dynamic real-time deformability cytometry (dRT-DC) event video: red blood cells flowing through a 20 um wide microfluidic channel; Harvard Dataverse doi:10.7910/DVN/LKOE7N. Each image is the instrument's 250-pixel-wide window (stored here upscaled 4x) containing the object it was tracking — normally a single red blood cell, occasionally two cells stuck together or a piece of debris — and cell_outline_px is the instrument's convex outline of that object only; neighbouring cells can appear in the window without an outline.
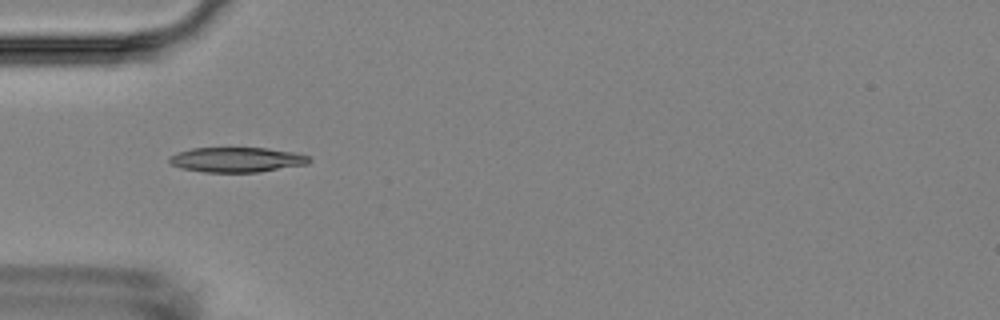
{"species": "Egyptian fruit bat (a non-hibernating species)", "species_latin": "Rousettus aegyptiacus", "temperature_condition": "room temperature", "stored_images_in_passage": 12, "camera_frame_rate_fps": 3000, "um_per_image_px": 0.085, "animal": {"sex": "female"}, "frame": {"image": 1, "passage_image": 2, "time_ms": 1.333, "image_size_px": [1000, 320], "cell_outline_px": [[312, 160], [308, 164], [260, 172], [204, 172], [180, 168], [172, 164], [168, 160], [176, 152], [192, 148], [268, 148], [292, 152], [308, 156]], "centroid_in_image_um": [20.13, 13.58], "position_along_channel_um": 64.9, "area_um2": 20.29}}
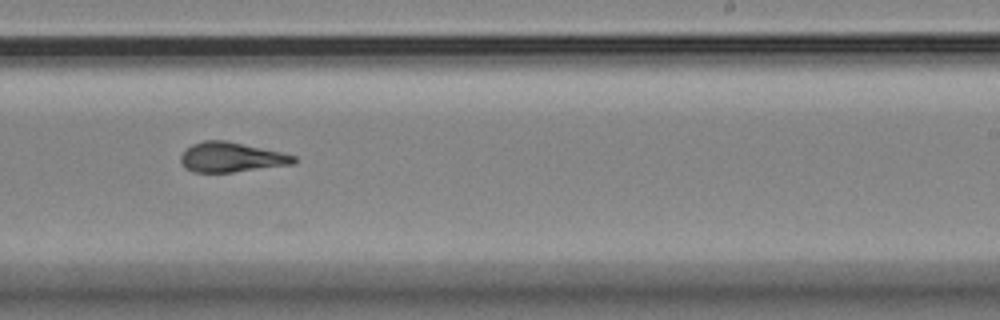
{"frame": {"image": 2, "passage_image": 7, "time_ms": 7.0, "image_size_px": [1000, 320], "cell_outline_px": [[296, 160], [292, 164], [232, 172], [192, 172], [184, 168], [180, 164], [180, 156], [192, 144], [204, 140], [224, 140], [284, 152], [296, 156]], "centroid_in_image_um": [19.64, 13.36], "position_along_channel_um": 269.4, "area_um2": 19.65}}
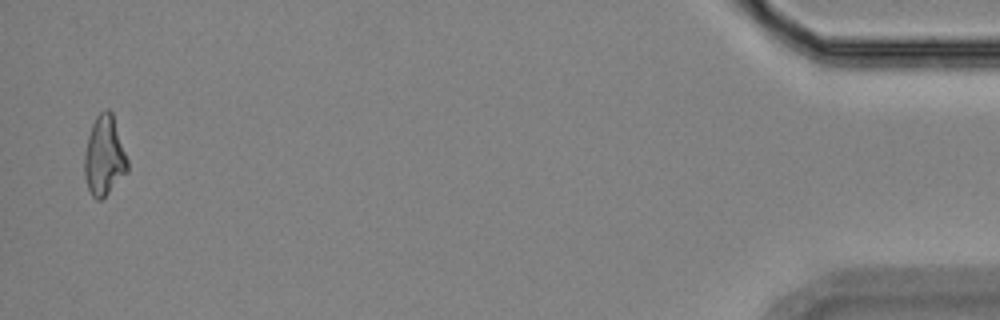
{"frame": {"image": 3, "passage_image": 12, "time_ms": 13.667, "image_size_px": [1000, 320], "cell_outline_px": [[128, 172], [100, 200], [96, 200], [92, 196], [88, 188], [84, 176], [84, 156], [88, 136], [92, 124], [96, 116], [104, 108], [108, 108], [112, 112], [128, 160]], "centroid_in_image_um": [8.86, 13.24], "position_along_channel_um": 426.3, "area_um2": 20.0}, "authors_computed_cell_mechanics": {"area_um2": 20.0277, "velocity_mm_per_s": 3.6091, "shape_relaxation_time_tau1_ms": 9.7488, "shape_relaxation_time_tau2_ms": 1.8465, "deformation_change_tau1": 0.209, "deformation_change_tau2": 0.0744}}